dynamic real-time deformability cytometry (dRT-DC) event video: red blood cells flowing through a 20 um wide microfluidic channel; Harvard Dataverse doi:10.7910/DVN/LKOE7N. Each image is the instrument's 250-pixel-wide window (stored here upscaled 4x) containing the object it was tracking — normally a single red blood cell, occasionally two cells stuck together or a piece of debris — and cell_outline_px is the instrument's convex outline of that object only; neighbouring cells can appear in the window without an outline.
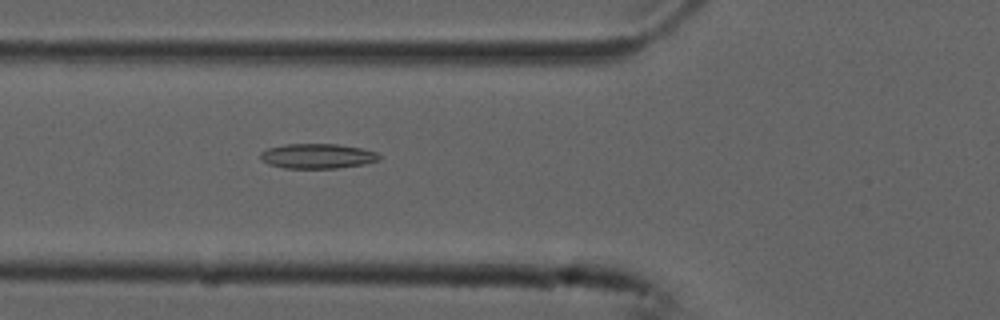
{"species": "common noctule bat (a hibernating species)", "species_latin": "Nyctalus noctula", "temperature_condition": "cold", "stored_images_in_passage": 54, "camera_frame_rate_fps": 3000, "um_per_image_px": 0.085, "animal": {"sex": "male", "forearm_length_mm": 52.5}, "frame": {"image": 1, "passage_image": 20, "time_ms": 6.333, "image_size_px": [1000, 320], "cell_outline_px": [[380, 160], [364, 164], [336, 168], [284, 168], [268, 164], [260, 160], [260, 152], [268, 148], [284, 144], [336, 144], [360, 148], [376, 152], [380, 156]], "centroid_in_image_um": [26.94, 13.27], "position_along_channel_um": 98.9, "area_um2": 17.22}}
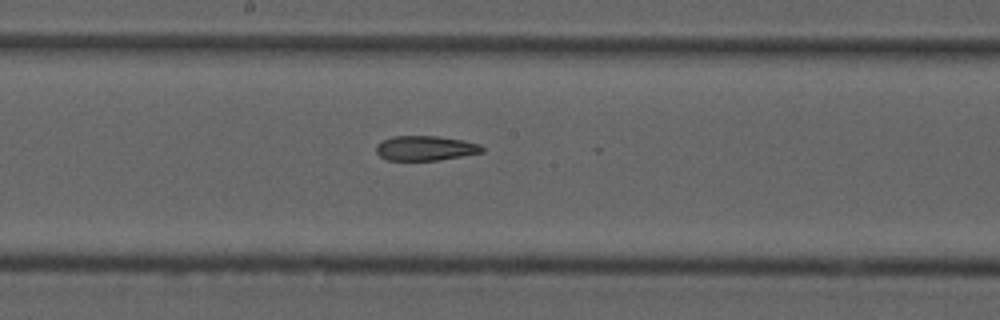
{"frame": {"image": 2, "passage_image": 29, "time_ms": 9.333, "image_size_px": [1000, 320], "cell_outline_px": [[484, 152], [436, 160], [388, 160], [380, 156], [376, 152], [376, 144], [392, 136], [440, 136], [464, 140], [480, 144], [484, 148]], "centroid_in_image_um": [36.16, 12.58], "position_along_channel_um": 212.0, "area_um2": 15.26}}
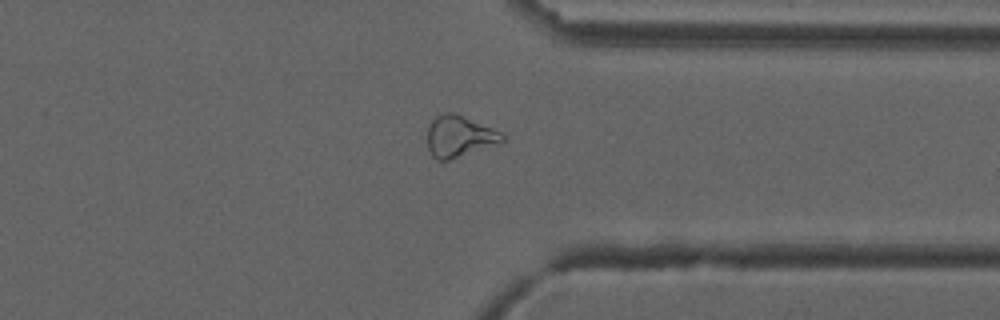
{"frame": {"image": 3, "passage_image": 42, "time_ms": 13.667, "image_size_px": [1000, 320], "cell_outline_px": [[504, 140], [448, 160], [436, 160], [432, 156], [428, 148], [428, 124], [436, 116], [444, 112], [452, 112], [492, 128], [500, 132], [504, 136]], "centroid_in_image_um": [38.97, 11.57], "position_along_channel_um": 372.4, "area_um2": 17.46}}